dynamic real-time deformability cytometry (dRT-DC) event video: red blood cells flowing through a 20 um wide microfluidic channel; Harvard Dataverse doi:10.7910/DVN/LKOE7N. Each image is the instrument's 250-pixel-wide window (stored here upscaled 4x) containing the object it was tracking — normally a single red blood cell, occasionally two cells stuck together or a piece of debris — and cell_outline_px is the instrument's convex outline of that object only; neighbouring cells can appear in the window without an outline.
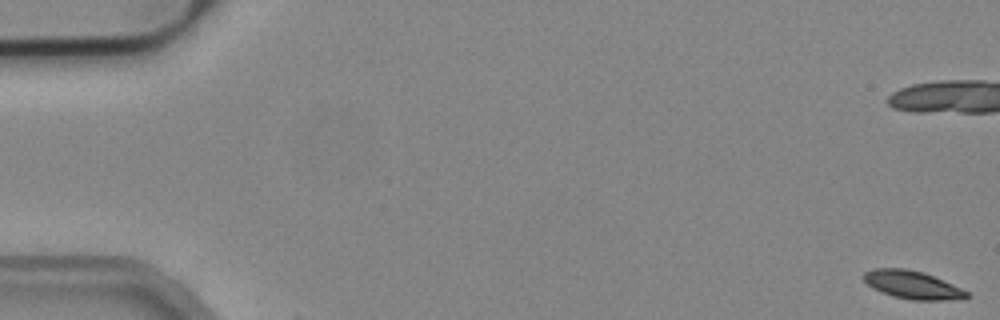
{"species": "common noctule bat (a hibernating species)", "species_latin": "Nyctalus noctula", "temperature_condition": "cold", "stored_images_in_passage": 2, "camera_frame_rate_fps": 3000, "um_per_image_px": 0.085, "animal": {"sex": "male", "body_mass_g": 19.2, "forearm_length_mm": 51.8}, "frame": {"image": 1, "passage_image": 1, "time_ms": 0.0, "image_size_px": [1000, 320], "cell_outline_px": [[968, 296], [964, 300], [912, 300], [892, 296], [880, 292], [872, 288], [864, 280], [864, 272], [872, 268], [904, 268], [924, 272], [952, 284], [968, 292]], "centroid_in_image_um": [77.55, 24.22], "position_along_channel_um": 7.5, "area_um2": 16.94}}